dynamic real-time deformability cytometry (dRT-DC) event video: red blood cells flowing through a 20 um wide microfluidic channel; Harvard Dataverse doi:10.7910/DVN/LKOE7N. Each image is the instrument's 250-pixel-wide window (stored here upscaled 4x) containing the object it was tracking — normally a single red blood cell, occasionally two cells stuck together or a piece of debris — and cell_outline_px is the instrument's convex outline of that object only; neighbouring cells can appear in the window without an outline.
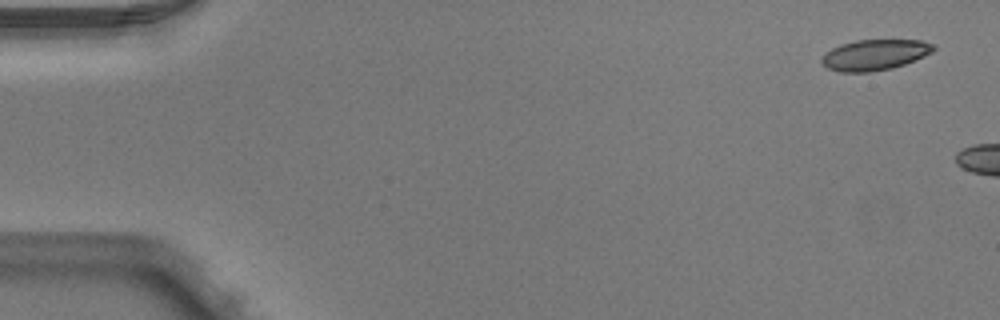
{"species": "Egyptian fruit bat (a non-hibernating species)", "species_latin": "Rousettus aegyptiacus", "temperature_condition": "warm", "stored_images_in_passage": 3, "camera_frame_rate_fps": 3000, "um_per_image_px": 0.085, "animal": {"sex": "male"}, "frame": {"image": 1, "passage_image": 1, "time_ms": 0.0, "image_size_px": [1000, 320], "cell_outline_px": [[936, 48], [932, 52], [924, 56], [904, 64], [892, 68], [868, 72], [840, 72], [828, 68], [820, 60], [832, 48], [840, 44], [856, 40], [924, 40], [936, 44]], "centroid_in_image_um": [74.4, 4.65], "position_along_channel_um": 10.6, "area_um2": 19.94}}